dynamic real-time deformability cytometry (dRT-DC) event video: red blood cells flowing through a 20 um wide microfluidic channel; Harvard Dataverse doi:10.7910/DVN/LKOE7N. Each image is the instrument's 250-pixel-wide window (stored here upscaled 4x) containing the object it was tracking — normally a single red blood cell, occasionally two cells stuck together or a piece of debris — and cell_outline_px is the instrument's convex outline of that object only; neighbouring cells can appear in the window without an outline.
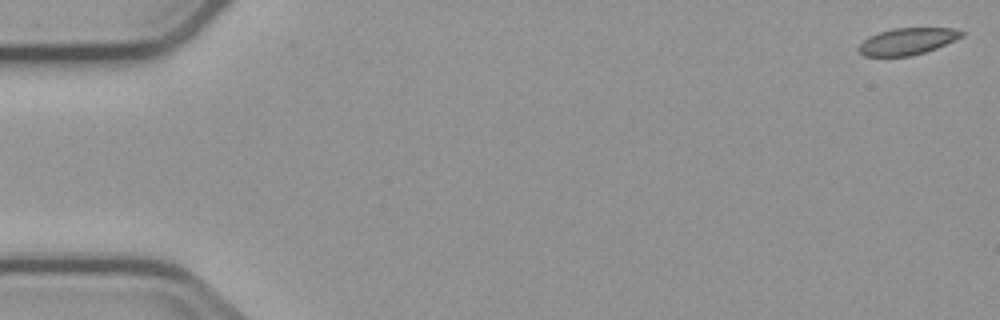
{"species": "common noctule bat (a hibernating species)", "species_latin": "Nyctalus noctula", "temperature_condition": "cold", "stored_images_in_passage": 5, "camera_frame_rate_fps": 3000, "um_per_image_px": 0.085, "animal": {"sex": "male", "body_mass_g": 23.1, "forearm_length_mm": 52.7}, "frame": {"image": 1, "passage_image": 1, "time_ms": 0.0, "image_size_px": [1000, 320], "cell_outline_px": [[964, 36], [936, 48], [912, 56], [864, 56], [856, 48], [868, 36], [892, 28], [952, 28], [964, 32]], "centroid_in_image_um": [77.11, 3.51], "position_along_channel_um": 7.9, "area_um2": 16.01}}
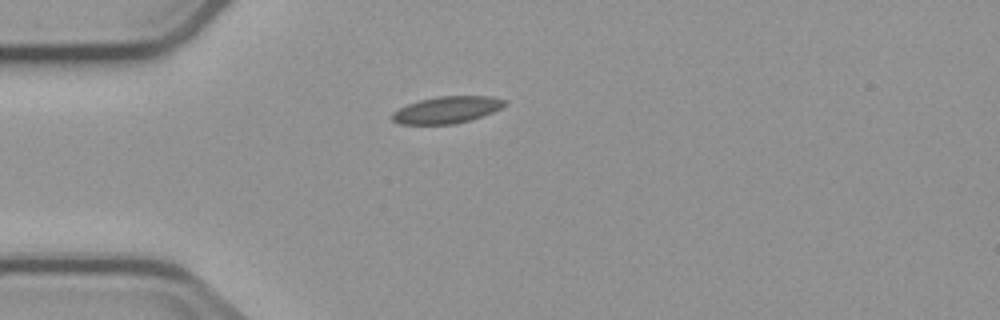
{"frame": {"image": 2, "passage_image": 5, "time_ms": 4.667, "image_size_px": [1000, 320], "cell_outline_px": [[508, 104], [492, 112], [468, 120], [452, 124], [400, 124], [392, 120], [392, 112], [408, 104], [420, 100], [436, 96], [492, 96], [508, 100]], "centroid_in_image_um": [38.0, 9.32], "position_along_channel_um": 47.0, "area_um2": 17.51}}